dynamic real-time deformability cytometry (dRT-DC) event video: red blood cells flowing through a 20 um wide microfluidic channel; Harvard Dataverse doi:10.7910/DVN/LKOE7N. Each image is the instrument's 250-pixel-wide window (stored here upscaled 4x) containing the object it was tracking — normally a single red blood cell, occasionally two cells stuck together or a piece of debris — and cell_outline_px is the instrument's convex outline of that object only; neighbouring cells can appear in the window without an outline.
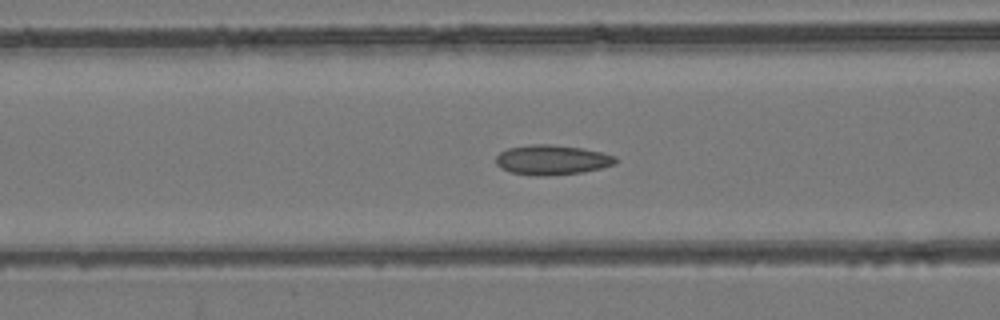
{"species": "common noctule bat (a hibernating species)", "species_latin": "Nyctalus noctula", "temperature_condition": "room temperature", "stored_images_in_passage": 46, "camera_frame_rate_fps": 3000, "um_per_image_px": 0.085, "animal": {"sex": "female", "body_mass_g": 24.6, "forearm_length_mm": 56.2}, "frame": {"image": 1, "passage_image": 15, "time_ms": 4.667, "image_size_px": [1000, 320], "cell_outline_px": [[620, 160], [616, 164], [584, 172], [544, 176], [536, 176], [512, 172], [500, 168], [496, 164], [496, 156], [500, 152], [508, 148], [532, 144], [552, 144], [584, 148], [616, 156]], "centroid_in_image_um": [46.95, 13.58], "position_along_channel_um": 119.7, "area_um2": 20.98}}
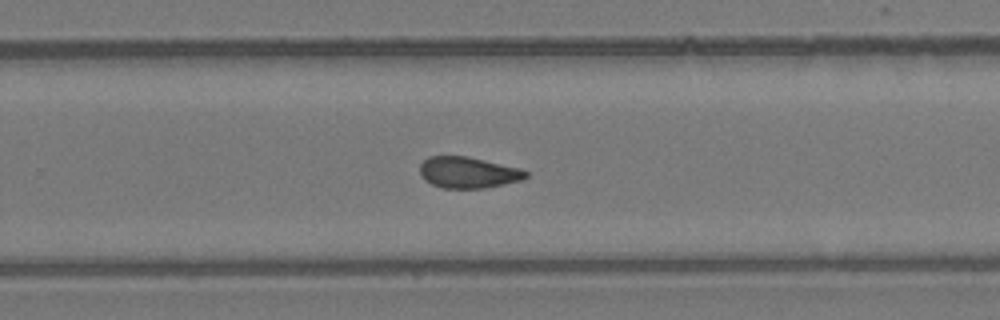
{"frame": {"image": 2, "passage_image": 28, "time_ms": 9.0, "image_size_px": [1000, 320], "cell_outline_px": [[528, 176], [520, 180], [504, 184], [484, 188], [444, 188], [432, 184], [424, 180], [420, 172], [420, 164], [428, 156], [464, 156], [484, 160], [520, 168], [528, 172]], "centroid_in_image_um": [39.77, 14.66], "position_along_channel_um": 290.0, "area_um2": 19.13}}
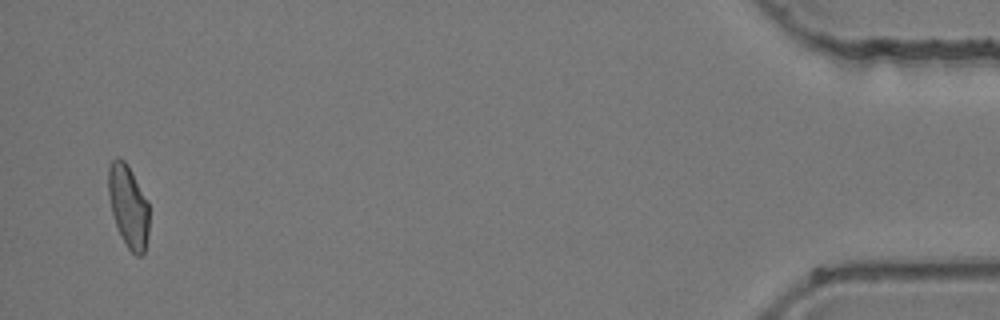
{"frame": {"image": 3, "passage_image": 45, "time_ms": 14.667, "image_size_px": [1000, 320], "cell_outline_px": [[148, 236], [144, 256], [136, 256], [128, 248], [116, 224], [112, 212], [108, 196], [108, 168], [112, 160], [116, 156], [124, 160], [128, 164], [148, 204]], "centroid_in_image_um": [10.9, 17.52], "position_along_channel_um": 424.3, "area_um2": 19.42}, "authors_computed_cell_mechanics": {"area_um2": 19.9988, "velocity_mm_per_s": 3.9416, "shape_relaxation_time_tau1_ms": null, "shape_relaxation_time_tau2_ms": 2.1822, "deformation_change_tau1": null, "deformation_change_tau2": 0.0758}}